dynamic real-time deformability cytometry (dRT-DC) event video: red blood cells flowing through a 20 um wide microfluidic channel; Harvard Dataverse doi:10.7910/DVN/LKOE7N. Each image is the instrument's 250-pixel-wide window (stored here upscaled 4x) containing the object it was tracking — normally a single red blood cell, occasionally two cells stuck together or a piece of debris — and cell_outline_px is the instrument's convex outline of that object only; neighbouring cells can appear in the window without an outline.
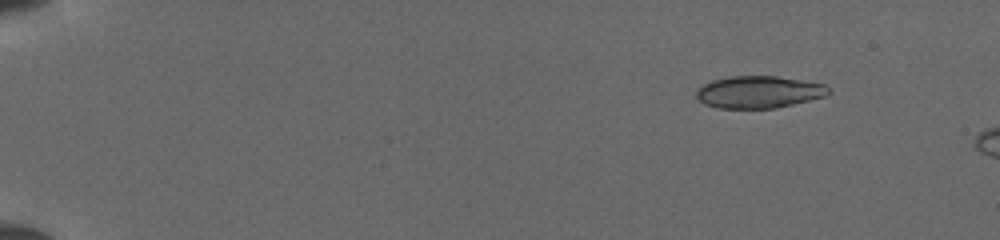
{"species": "common noctule bat (a hibernating species)", "species_latin": "Nyctalus noctula", "temperature_condition": "cold", "stored_images_in_passage": 6, "camera_frame_rate_fps": 3000, "um_per_image_px": 0.085, "animal": {"sex": "female", "body_mass_g": 19.5, "forearm_length_mm": 54.1}, "frame": {"image": 1, "passage_image": 1, "time_ms": 0.0, "image_size_px": [1000, 240], "cell_outline_px": [[832, 92], [824, 96], [776, 108], [720, 108], [704, 104], [696, 96], [696, 92], [704, 84], [712, 80], [728, 76], [776, 76], [824, 84]], "centroid_in_image_um": [64.48, 7.82], "position_along_channel_um": 20.5, "area_um2": 24.51}}